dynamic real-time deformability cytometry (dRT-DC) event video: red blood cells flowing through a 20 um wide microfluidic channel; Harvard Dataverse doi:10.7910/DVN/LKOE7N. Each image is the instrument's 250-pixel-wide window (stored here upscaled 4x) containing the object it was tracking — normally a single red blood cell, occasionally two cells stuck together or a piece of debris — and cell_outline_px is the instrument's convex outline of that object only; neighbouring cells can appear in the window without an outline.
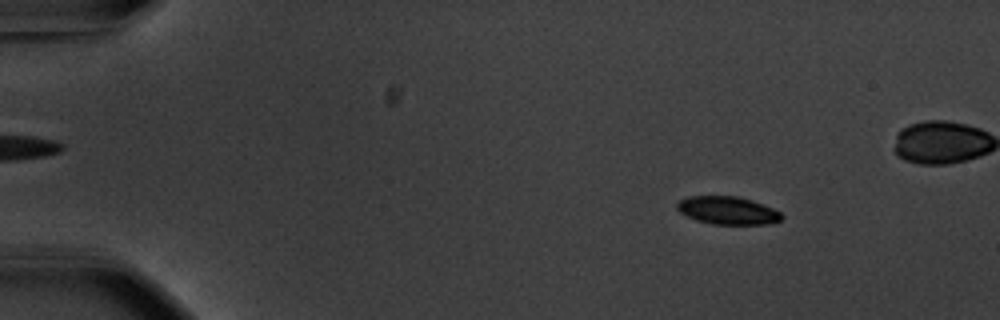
{"species": "common noctule bat (a hibernating species)", "species_latin": "Nyctalus noctula", "temperature_condition": "warm", "stored_images_in_passage": 57, "segment_of_instrument_passage": [1, 2], "camera_frame_rate_fps": 3000, "um_per_image_px": 0.085, "animal": {"sex": "male", "body_mass_g": 20.1, "forearm_length_mm": 53.5}, "frame": {"image": 1, "passage_image": 8, "time_ms": 2.333, "image_size_px": [1000, 320], "cell_outline_px": [[784, 216], [780, 220], [768, 224], [712, 224], [696, 220], [680, 212], [676, 208], [676, 204], [680, 200], [688, 196], [736, 196], [752, 200], [772, 208], [780, 212]], "centroid_in_image_um": [61.84, 17.88], "position_along_channel_um": 23.2, "area_um2": 16.94}}
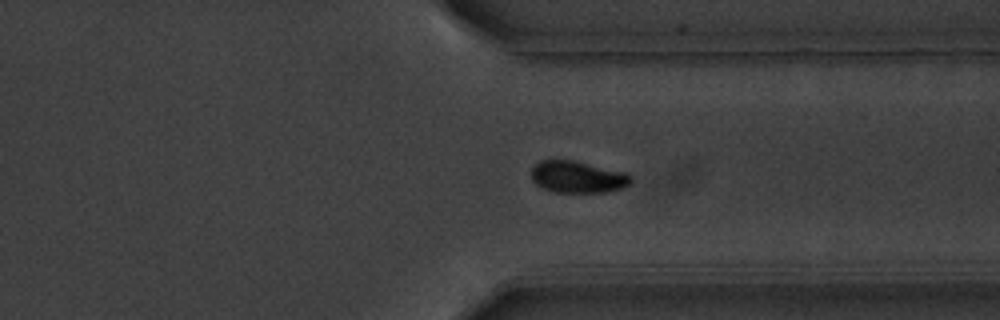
{"frame": {"image": 2, "passage_image": 43, "time_ms": 14.0, "image_size_px": [1000, 320], "cell_outline_px": [[632, 184], [624, 188], [604, 192], [552, 192], [540, 188], [532, 180], [532, 168], [540, 160], [572, 160], [628, 172], [632, 176]], "centroid_in_image_um": [49.14, 15.05], "position_along_channel_um": 362.3, "area_um2": 18.79}}
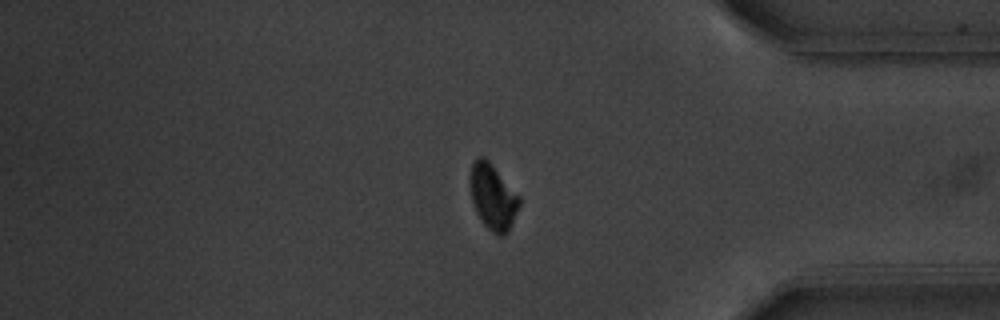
{"frame": {"image": 3, "passage_image": 47, "time_ms": 15.333, "image_size_px": [1000, 320], "cell_outline_px": [[520, 204], [512, 224], [508, 232], [504, 236], [496, 236], [480, 220], [476, 212], [472, 200], [468, 184], [468, 176], [472, 164], [480, 156], [484, 156], [492, 164], [520, 196]], "centroid_in_image_um": [41.88, 16.74], "position_along_channel_um": 393.3, "area_um2": 19.13}}